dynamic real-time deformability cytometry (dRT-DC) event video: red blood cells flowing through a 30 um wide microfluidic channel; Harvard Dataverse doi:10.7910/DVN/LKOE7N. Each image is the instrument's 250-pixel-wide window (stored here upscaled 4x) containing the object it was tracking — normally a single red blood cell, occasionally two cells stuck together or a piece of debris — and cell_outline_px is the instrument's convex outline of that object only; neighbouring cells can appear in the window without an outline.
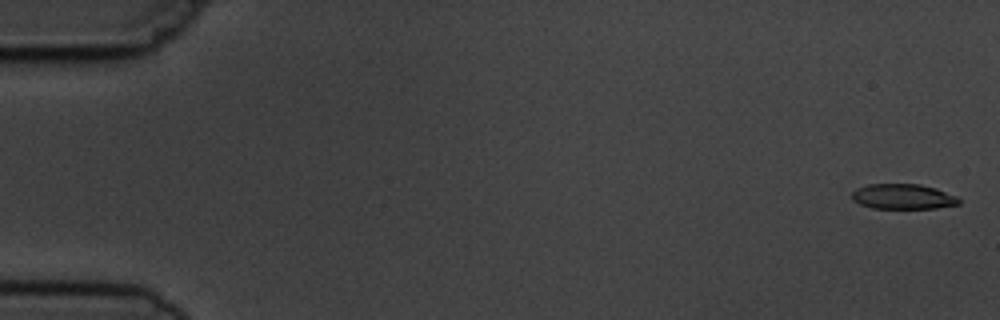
{"species": "common noctule bat (a hibernating species)", "species_latin": "Nyctalus noctula", "temperature_condition": "cold", "stored_images_in_passage": 7, "camera_frame_rate_fps": 3000, "um_per_image_px": 0.085, "animal": {"sex": "male", "body_mass_g": 19.5, "forearm_length_mm": 54.6}, "frame": {"image": 1, "passage_image": 1, "time_ms": 0.0, "image_size_px": [1000, 320], "cell_outline_px": [[960, 204], [936, 208], [872, 208], [860, 204], [852, 200], [852, 192], [856, 188], [868, 184], [920, 184], [936, 188], [956, 196], [960, 200]], "centroid_in_image_um": [76.74, 16.7], "position_along_channel_um": 8.3, "area_um2": 15.72}}
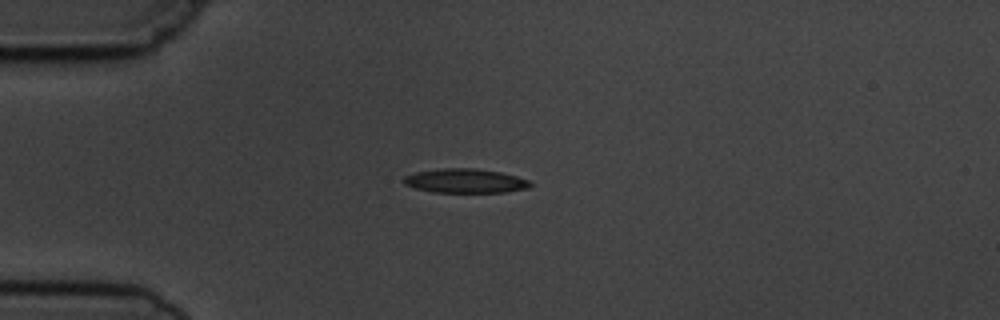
{"frame": {"image": 2, "passage_image": 5, "time_ms": 4.333, "image_size_px": [1000, 320], "cell_outline_px": [[532, 184], [528, 188], [504, 192], [432, 192], [416, 188], [404, 184], [400, 180], [404, 176], [416, 172], [440, 168], [476, 168], [500, 172], [516, 176], [528, 180]], "centroid_in_image_um": [39.5, 15.37], "position_along_channel_um": 45.5, "area_um2": 17.86}}
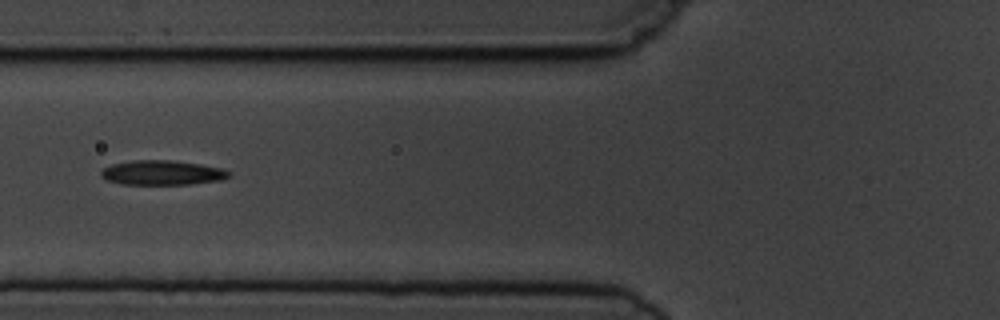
{"frame": {"image": 3, "passage_image": 7, "time_ms": 6.667, "image_size_px": [1000, 320], "cell_outline_px": [[232, 176], [220, 180], [192, 184], [120, 184], [108, 180], [100, 176], [100, 172], [104, 168], [112, 164], [132, 160], [168, 160], [200, 164], [224, 168], [232, 172]], "centroid_in_image_um": [13.82, 14.68], "position_along_channel_um": 112.0, "area_um2": 18.44}}